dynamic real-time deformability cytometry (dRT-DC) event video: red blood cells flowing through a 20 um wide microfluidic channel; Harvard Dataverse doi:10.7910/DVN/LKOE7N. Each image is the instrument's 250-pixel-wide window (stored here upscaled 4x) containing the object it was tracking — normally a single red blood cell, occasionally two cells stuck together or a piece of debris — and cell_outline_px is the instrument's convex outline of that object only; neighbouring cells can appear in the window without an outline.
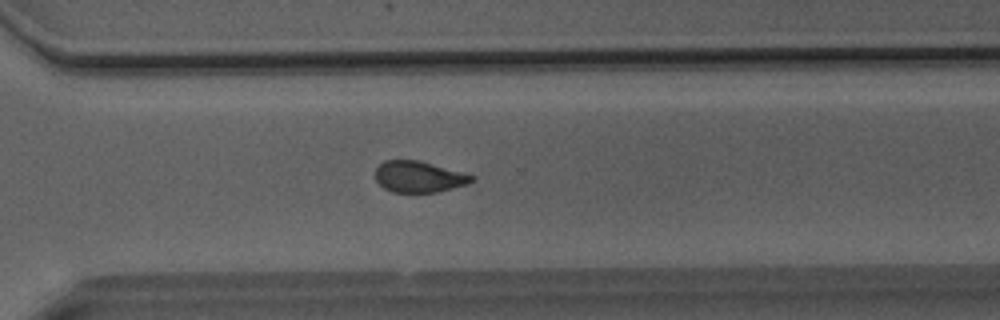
{"species": "Egyptian fruit bat (a non-hibernating species)", "species_latin": "Rousettus aegyptiacus", "temperature_condition": "room temperature", "stored_images_in_passage": 47, "camera_frame_rate_fps": 3000, "um_per_image_px": 0.085, "animal": {"sex": "male"}, "frame": {"image": 1, "passage_image": 33, "time_ms": 10.667, "image_size_px": [1000, 320], "cell_outline_px": [[476, 180], [468, 184], [436, 192], [392, 192], [384, 188], [376, 180], [376, 168], [384, 160], [420, 160], [464, 172], [476, 176]], "centroid_in_image_um": [35.65, 15.01], "position_along_channel_um": 335.0, "area_um2": 17.69}}
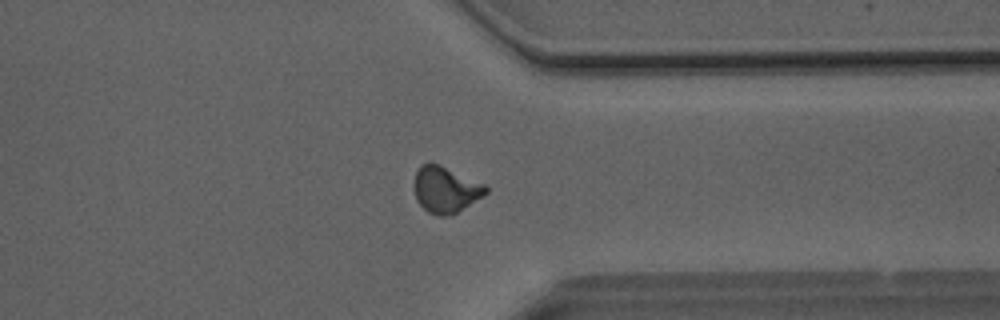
{"frame": {"image": 2, "passage_image": 36, "time_ms": 11.667, "image_size_px": [1000, 320], "cell_outline_px": [[488, 192], [484, 196], [456, 212], [448, 216], [436, 216], [428, 212], [416, 200], [416, 172], [420, 164], [432, 160], [484, 184], [488, 188]], "centroid_in_image_um": [37.88, 16.09], "position_along_channel_um": 373.5, "area_um2": 19.31}}
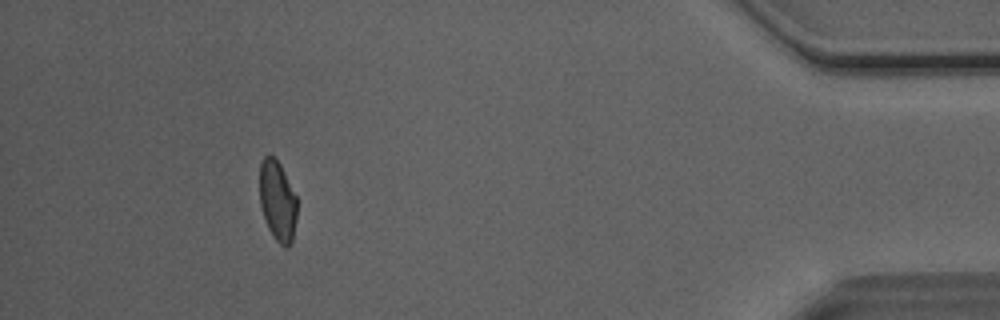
{"frame": {"image": 3, "passage_image": 43, "time_ms": 14.0, "image_size_px": [1000, 320], "cell_outline_px": [[296, 220], [292, 244], [288, 248], [284, 248], [276, 240], [268, 228], [264, 220], [260, 204], [260, 164], [264, 156], [272, 156], [280, 164], [296, 196]], "centroid_in_image_um": [23.59, 17.13], "position_along_channel_um": 411.6, "area_um2": 17.51}, "authors_computed_cell_mechanics": {"area_um2": 18.9584, "velocity_mm_per_s": 4.0676, "shape_relaxation_time_tau1_ms": 6.5833, "shape_relaxation_time_tau2_ms": 1.5713, "deformation_change_tau1": 0.1365, "deformation_change_tau2": 0.0732}}